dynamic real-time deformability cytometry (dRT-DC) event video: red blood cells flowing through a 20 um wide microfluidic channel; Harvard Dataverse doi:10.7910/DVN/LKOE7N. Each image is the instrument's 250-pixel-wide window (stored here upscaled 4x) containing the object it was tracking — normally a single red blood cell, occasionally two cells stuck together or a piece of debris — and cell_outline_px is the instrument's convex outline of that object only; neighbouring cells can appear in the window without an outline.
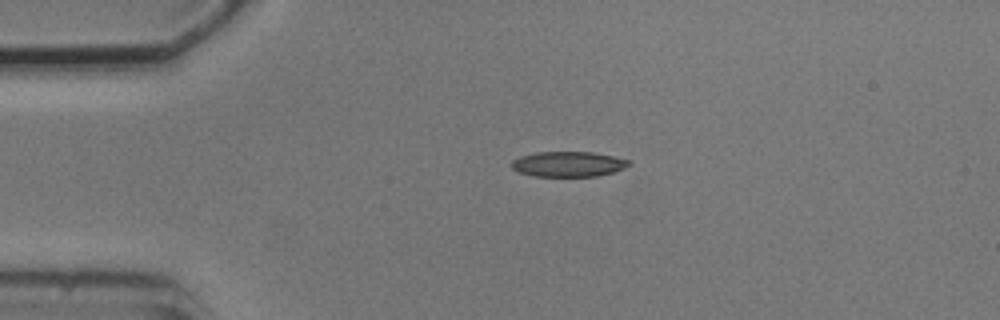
{"species": "common noctule bat (a hibernating species)", "species_latin": "Nyctalus noctula", "temperature_condition": "cold", "stored_images_in_passage": 2, "camera_frame_rate_fps": 3000, "um_per_image_px": 0.085, "animal": {"sex": "male", "body_mass_g": 20.5, "forearm_length_mm": 52.5}, "frame": {"image": 1, "passage_image": 1, "time_ms": 0.0, "image_size_px": [1000, 320], "cell_outline_px": [[632, 164], [624, 168], [612, 172], [596, 176], [532, 176], [520, 172], [512, 168], [512, 160], [520, 156], [536, 152], [592, 152], [612, 156], [628, 160]], "centroid_in_image_um": [48.29, 13.94], "position_along_channel_um": 36.7, "area_um2": 17.11}}